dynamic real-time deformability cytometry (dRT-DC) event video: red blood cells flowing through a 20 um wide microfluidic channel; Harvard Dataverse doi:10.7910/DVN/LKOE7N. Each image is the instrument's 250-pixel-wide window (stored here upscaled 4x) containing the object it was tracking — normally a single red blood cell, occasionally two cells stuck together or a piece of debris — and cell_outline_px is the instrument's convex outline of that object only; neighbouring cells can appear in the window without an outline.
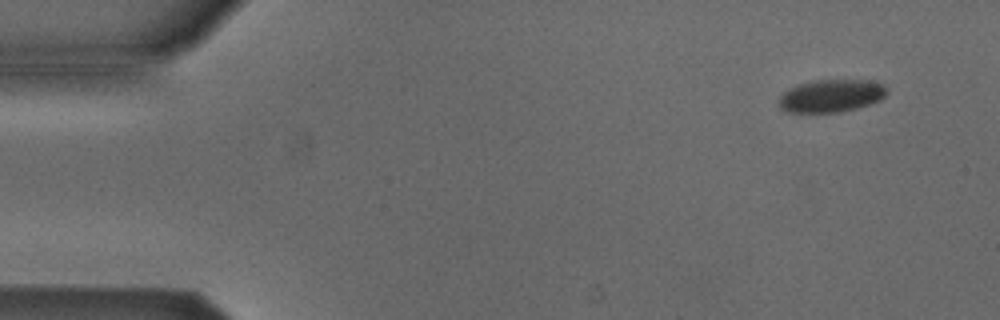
{"species": "Egyptian fruit bat (a non-hibernating species)", "species_latin": "Rousettus aegyptiacus", "temperature_condition": "cold", "stored_images_in_passage": 4, "camera_frame_rate_fps": 3000, "um_per_image_px": 0.085, "animal": {"sex": "male"}, "frame": {"image": 1, "passage_image": 1, "time_ms": 0.0, "image_size_px": [1000, 320], "cell_outline_px": [[888, 92], [880, 100], [856, 108], [840, 112], [788, 112], [780, 108], [780, 96], [784, 92], [800, 84], [812, 80], [868, 80], [884, 84]], "centroid_in_image_um": [70.68, 8.14], "position_along_channel_um": 14.3, "area_um2": 20.35}}
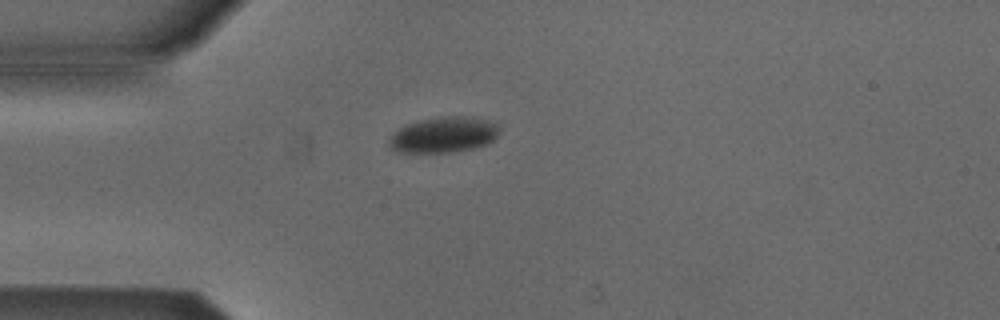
{"frame": {"image": 2, "passage_image": 4, "time_ms": 1.0, "image_size_px": [1000, 320], "cell_outline_px": [[496, 136], [488, 144], [472, 148], [452, 152], [396, 152], [388, 144], [388, 136], [392, 132], [404, 124], [420, 120], [444, 116], [460, 116], [484, 120], [496, 124]], "centroid_in_image_um": [37.59, 11.46], "position_along_channel_um": 47.4, "area_um2": 22.72}}